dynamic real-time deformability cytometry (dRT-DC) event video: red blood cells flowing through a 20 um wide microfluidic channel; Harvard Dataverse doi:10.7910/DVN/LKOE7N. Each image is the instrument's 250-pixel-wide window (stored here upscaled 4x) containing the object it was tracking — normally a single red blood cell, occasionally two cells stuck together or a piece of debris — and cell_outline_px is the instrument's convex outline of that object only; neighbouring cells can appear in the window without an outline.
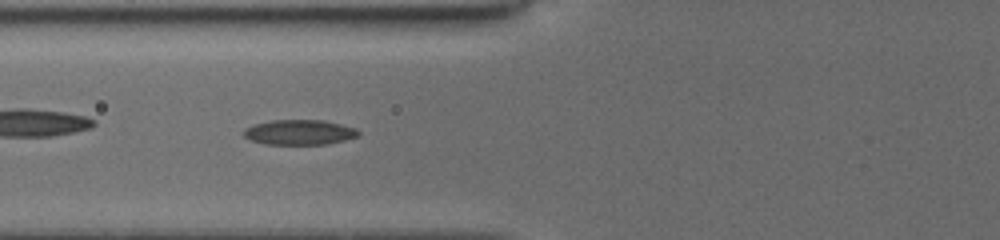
{"species": "common noctule bat (a hibernating species)", "species_latin": "Nyctalus noctula", "temperature_condition": "cold", "stored_images_in_passage": 14, "camera_frame_rate_fps": 3000, "um_per_image_px": 0.085, "animal": {"sex": "female", "body_mass_g": 19.5, "forearm_length_mm": 54.1}, "frame": {"image": 1, "passage_image": 12, "time_ms": 8.333, "image_size_px": [1000, 240], "cell_outline_px": [[360, 136], [328, 144], [264, 144], [252, 140], [244, 136], [244, 128], [252, 124], [272, 120], [324, 120], [356, 128], [360, 132]], "centroid_in_image_um": [25.46, 11.24], "position_along_channel_um": 100.3, "area_um2": 16.82}}
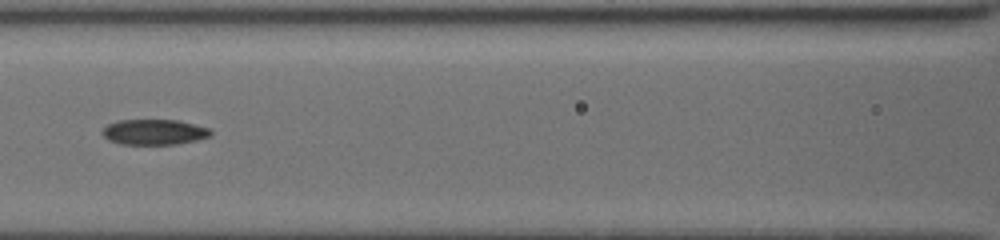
{"frame": {"image": 2, "passage_image": 14, "time_ms": 9.667, "image_size_px": [1000, 240], "cell_outline_px": [[212, 136], [196, 140], [176, 144], [120, 144], [108, 140], [100, 132], [108, 124], [120, 120], [176, 120], [208, 128], [212, 132]], "centroid_in_image_um": [13.08, 11.23], "position_along_channel_um": 153.5, "area_um2": 15.95}}